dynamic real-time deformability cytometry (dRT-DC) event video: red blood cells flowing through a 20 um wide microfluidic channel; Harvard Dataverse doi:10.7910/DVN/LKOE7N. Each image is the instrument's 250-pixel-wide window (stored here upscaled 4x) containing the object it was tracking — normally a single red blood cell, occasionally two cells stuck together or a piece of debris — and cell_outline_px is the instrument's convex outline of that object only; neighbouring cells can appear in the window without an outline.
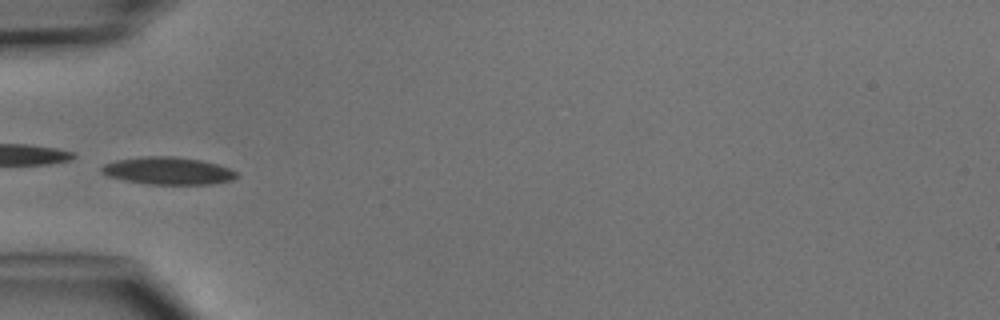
{"species": "common noctule bat (a hibernating species)", "species_latin": "Nyctalus noctula", "temperature_condition": "cold", "stored_images_in_passage": 5, "camera_frame_rate_fps": 3000, "um_per_image_px": 0.085, "animal": {"sex": "male", "body_mass_g": 15.6}, "frame": {"image": 1, "passage_image": 4, "time_ms": 4.667, "image_size_px": [1000, 320], "cell_outline_px": [[240, 176], [232, 180], [212, 184], [148, 184], [124, 180], [108, 176], [100, 172], [100, 168], [104, 164], [116, 160], [144, 156], [176, 156], [200, 160], [216, 164], [228, 168], [236, 172]], "centroid_in_image_um": [14.27, 14.52], "position_along_channel_um": 70.7, "area_um2": 21.62}}